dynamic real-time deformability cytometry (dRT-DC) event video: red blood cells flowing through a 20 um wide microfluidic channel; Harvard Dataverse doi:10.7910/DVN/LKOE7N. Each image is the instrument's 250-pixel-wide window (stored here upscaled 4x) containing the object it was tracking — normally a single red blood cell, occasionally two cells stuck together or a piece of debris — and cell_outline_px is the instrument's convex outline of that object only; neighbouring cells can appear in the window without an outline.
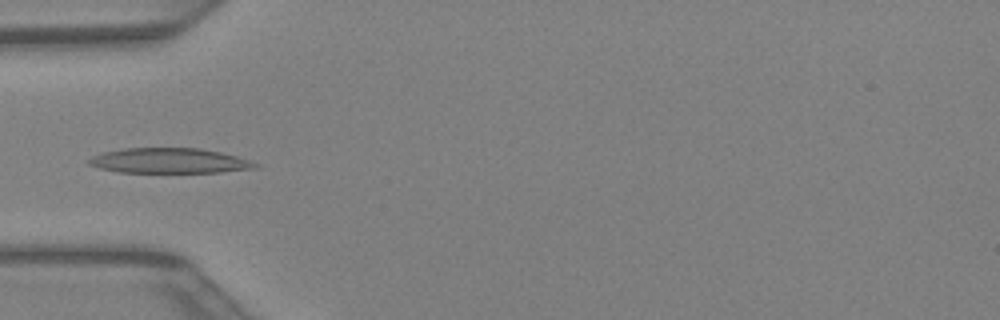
{"species": "Egyptian fruit bat (a non-hibernating species)", "species_latin": "Rousettus aegyptiacus", "temperature_condition": "warm", "stored_images_in_passage": 41, "camera_frame_rate_fps": 3000, "um_per_image_px": 0.085, "animal": {"sex": "female"}, "frame": {"image": 1, "passage_image": 13, "time_ms": 4.0, "image_size_px": [1000, 320], "cell_outline_px": [[260, 168], [220, 172], [116, 172], [100, 168], [88, 164], [88, 160], [92, 156], [100, 152], [124, 148], [200, 148], [220, 152], [236, 156], [260, 164]], "centroid_in_image_um": [14.39, 13.66], "position_along_channel_um": 70.6, "area_um2": 24.45}}
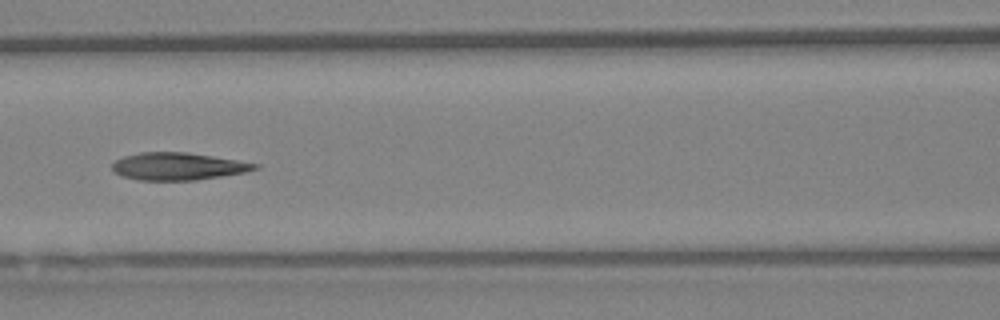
{"frame": {"image": 2, "passage_image": 18, "time_ms": 5.667, "image_size_px": [1000, 320], "cell_outline_px": [[260, 168], [244, 172], [196, 180], [140, 180], [124, 176], [116, 172], [112, 168], [112, 164], [116, 160], [124, 156], [140, 152], [188, 152], [260, 164]], "centroid_in_image_um": [15.14, 14.13], "position_along_channel_um": 151.5, "area_um2": 22.54}}
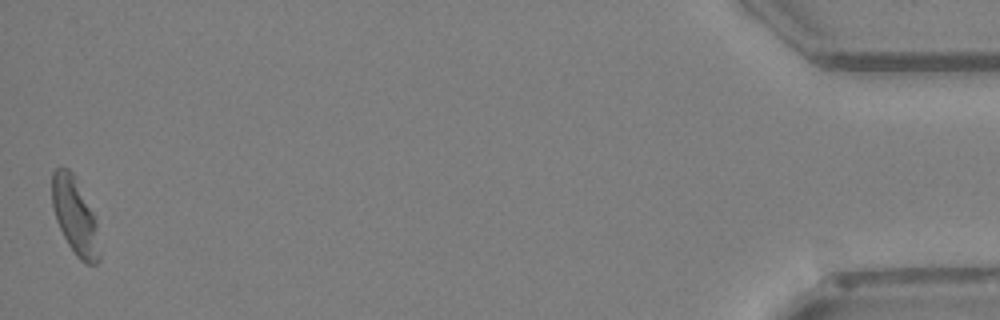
{"frame": {"image": 3, "passage_image": 41, "time_ms": 13.333, "image_size_px": [1000, 320], "cell_outline_px": [[100, 260], [96, 264], [84, 264], [76, 256], [68, 244], [56, 220], [52, 204], [52, 172], [56, 168], [68, 168], [76, 176], [96, 220], [100, 252]], "centroid_in_image_um": [6.38, 18.38], "position_along_channel_um": 428.8, "area_um2": 21.33}}